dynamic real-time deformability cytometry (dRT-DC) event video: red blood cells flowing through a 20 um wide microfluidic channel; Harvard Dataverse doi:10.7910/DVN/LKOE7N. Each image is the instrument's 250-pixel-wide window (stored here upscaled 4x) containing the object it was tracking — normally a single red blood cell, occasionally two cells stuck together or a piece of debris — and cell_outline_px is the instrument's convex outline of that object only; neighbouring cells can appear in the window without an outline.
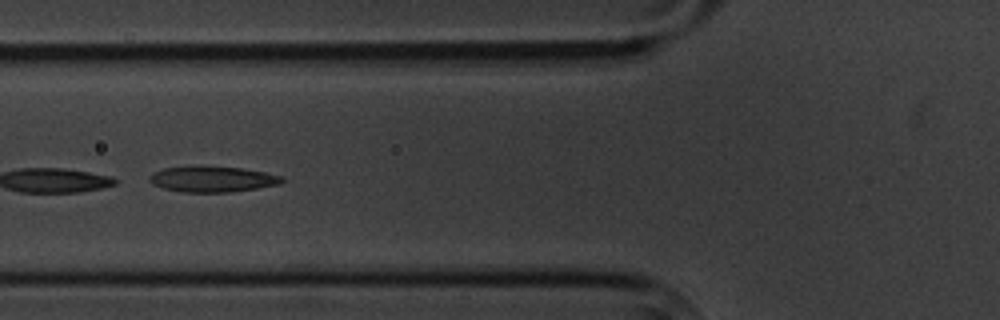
{"species": "common noctule bat (a hibernating species)", "species_latin": "Nyctalus noctula", "temperature_condition": "cold", "stored_images_in_passage": 9, "camera_frame_rate_fps": 3000, "um_per_image_px": 0.085, "animal": {"sex": "male", "body_mass_g": 20.1, "forearm_length_mm": 53.5}, "frame": {"image": 1, "passage_image": 7, "time_ms": 7.0, "image_size_px": [1000, 320], "cell_outline_px": [[284, 180], [280, 184], [256, 188], [228, 192], [184, 192], [164, 188], [152, 184], [148, 180], [148, 176], [152, 172], [164, 168], [244, 168], [284, 176]], "centroid_in_image_um": [18.07, 15.25], "position_along_channel_um": 107.7, "area_um2": 19.25}}
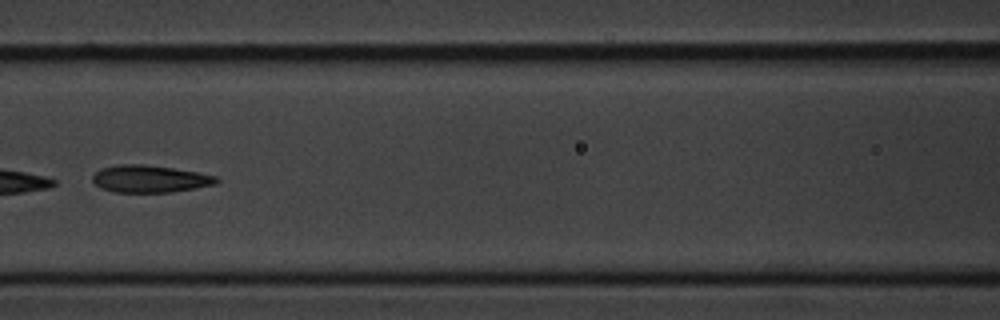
{"frame": {"image": 2, "passage_image": 8, "time_ms": 8.333, "image_size_px": [1000, 320], "cell_outline_px": [[220, 180], [216, 184], [196, 188], [172, 192], [112, 192], [100, 188], [92, 180], [92, 176], [100, 168], [120, 164], [144, 164], [172, 168], [196, 172], [216, 176]], "centroid_in_image_um": [12.72, 15.2], "position_along_channel_um": 153.9, "area_um2": 19.71}}